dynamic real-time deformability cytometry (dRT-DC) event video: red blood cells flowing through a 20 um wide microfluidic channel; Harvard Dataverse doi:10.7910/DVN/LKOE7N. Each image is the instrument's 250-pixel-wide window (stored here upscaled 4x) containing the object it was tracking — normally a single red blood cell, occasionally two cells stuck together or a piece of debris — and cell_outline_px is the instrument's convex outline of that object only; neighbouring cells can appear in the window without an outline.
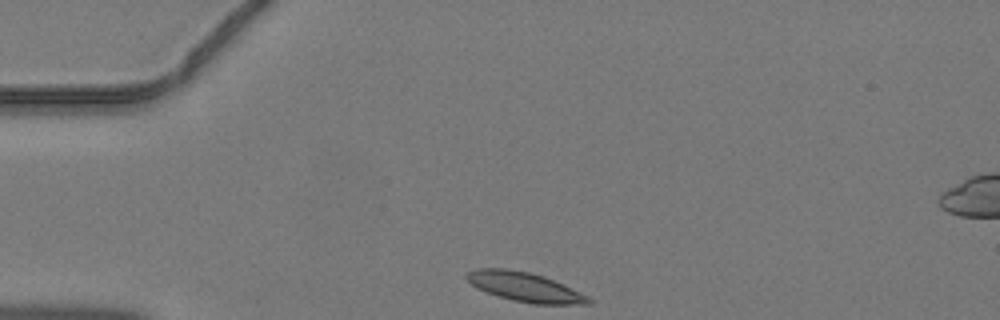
{"species": "common noctule bat (a hibernating species)", "species_latin": "Nyctalus noctula", "temperature_condition": "warm", "stored_images_in_passage": 36, "camera_frame_rate_fps": 3000, "um_per_image_px": 0.085, "animal": {"sex": "male", "body_mass_g": 19.2, "forearm_length_mm": 51.8}, "frame": {"image": 1, "passage_image": 1, "time_ms": 0.0, "image_size_px": [1000, 320], "cell_outline_px": [[592, 304], [532, 304], [512, 300], [476, 288], [464, 276], [468, 272], [476, 268], [508, 268], [528, 272], [544, 276], [564, 284], [588, 296], [592, 300]], "centroid_in_image_um": [44.62, 24.39], "position_along_channel_um": 40.4, "area_um2": 20.81}}
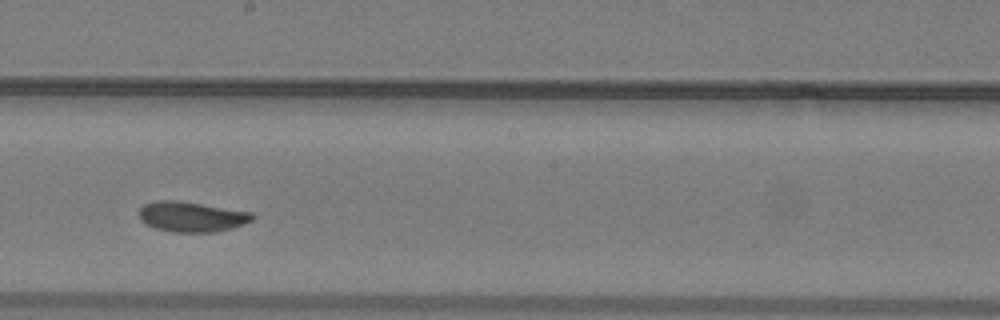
{"frame": {"image": 2, "passage_image": 16, "time_ms": 5.0, "image_size_px": [1000, 320], "cell_outline_px": [[256, 216], [252, 220], [244, 224], [232, 228], [216, 232], [176, 232], [156, 228], [140, 220], [140, 208], [144, 204], [156, 200], [176, 200], [252, 212]], "centroid_in_image_um": [16.31, 18.42], "position_along_channel_um": 231.9, "area_um2": 19.83}}
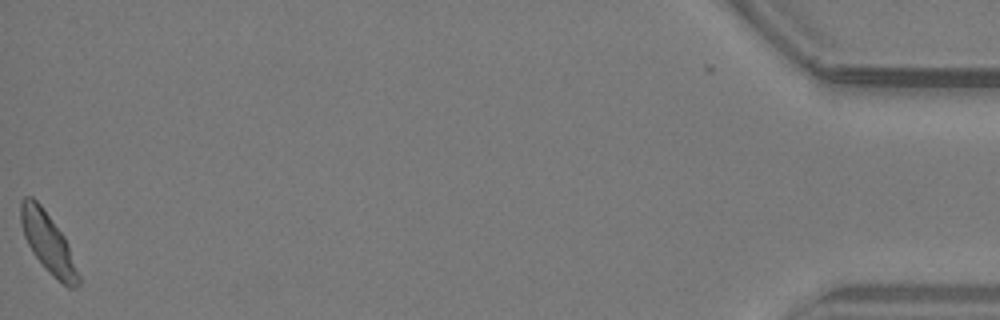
{"frame": {"image": 3, "passage_image": 36, "time_ms": 11.667, "image_size_px": [1000, 320], "cell_outline_px": [[80, 284], [76, 288], [68, 288], [52, 276], [32, 252], [24, 236], [20, 224], [20, 200], [24, 196], [32, 196], [40, 204], [64, 236], [68, 244], [80, 276]], "centroid_in_image_um": [4.08, 20.64], "position_along_channel_um": 431.1, "area_um2": 20.17}}